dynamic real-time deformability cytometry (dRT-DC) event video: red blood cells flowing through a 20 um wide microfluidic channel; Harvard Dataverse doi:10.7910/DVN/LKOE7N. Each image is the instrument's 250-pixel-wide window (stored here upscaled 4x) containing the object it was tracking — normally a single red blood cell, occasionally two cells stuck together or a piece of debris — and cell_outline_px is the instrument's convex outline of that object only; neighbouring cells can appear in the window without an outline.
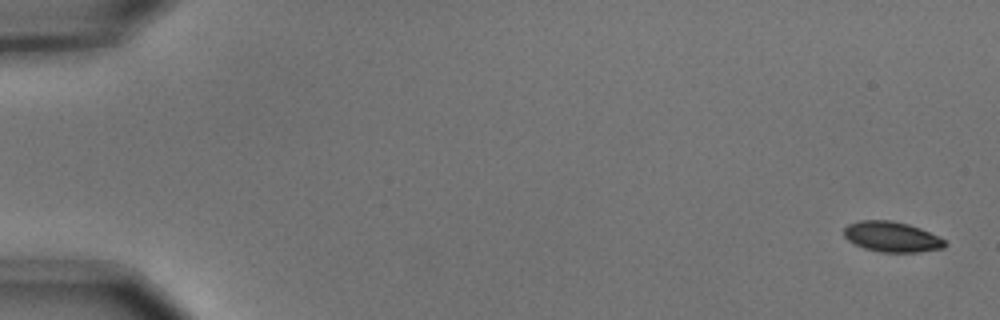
{"species": "common noctule bat (a hibernating species)", "species_latin": "Nyctalus noctula", "temperature_condition": "cold", "stored_images_in_passage": 6, "camera_frame_rate_fps": 3000, "um_per_image_px": 0.085, "animal": {"sex": "male", "body_mass_g": 15.6}, "frame": {"image": 1, "passage_image": 1, "time_ms": 0.0, "image_size_px": [1000, 320], "cell_outline_px": [[948, 244], [944, 248], [920, 252], [880, 252], [864, 248], [848, 240], [844, 236], [844, 228], [848, 224], [860, 220], [892, 220], [908, 224], [920, 228], [944, 240]], "centroid_in_image_um": [75.8, 20.13], "position_along_channel_um": 9.2, "area_um2": 17.8}}